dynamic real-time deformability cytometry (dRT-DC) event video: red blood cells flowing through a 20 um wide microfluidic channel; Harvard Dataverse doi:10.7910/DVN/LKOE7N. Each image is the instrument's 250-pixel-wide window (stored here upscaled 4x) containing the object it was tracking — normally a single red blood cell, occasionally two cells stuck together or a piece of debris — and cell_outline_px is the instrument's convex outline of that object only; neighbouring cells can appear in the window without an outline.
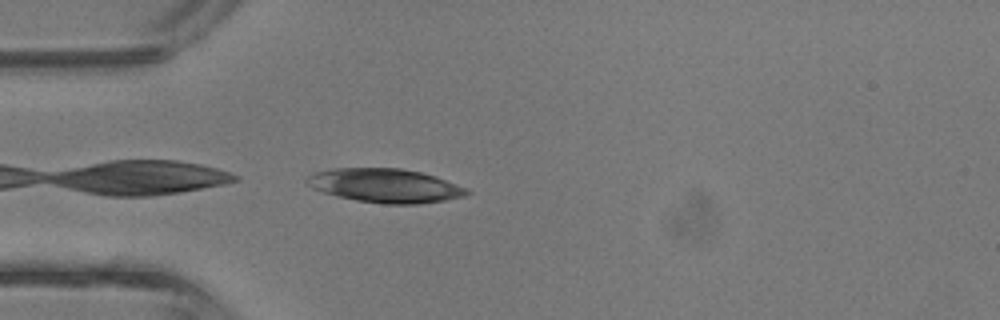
{"species": "common noctule bat (a hibernating species)", "species_latin": "Nyctalus noctula", "temperature_condition": "room temperature", "stored_images_in_passage": 2, "camera_frame_rate_fps": 3000, "um_per_image_px": 0.085, "animal": {"sex": "male", "body_mass_g": 13.3}, "frame": {"image": 1, "passage_image": 2, "time_ms": 0.333, "image_size_px": [1000, 320], "cell_outline_px": [[472, 192], [464, 196], [444, 200], [420, 204], [384, 204], [356, 200], [336, 196], [312, 188], [304, 180], [308, 176], [316, 172], [332, 168], [400, 168], [420, 172], [436, 176], [468, 188]], "centroid_in_image_um": [32.76, 15.78], "position_along_channel_um": 52.2, "area_um2": 31.67}}